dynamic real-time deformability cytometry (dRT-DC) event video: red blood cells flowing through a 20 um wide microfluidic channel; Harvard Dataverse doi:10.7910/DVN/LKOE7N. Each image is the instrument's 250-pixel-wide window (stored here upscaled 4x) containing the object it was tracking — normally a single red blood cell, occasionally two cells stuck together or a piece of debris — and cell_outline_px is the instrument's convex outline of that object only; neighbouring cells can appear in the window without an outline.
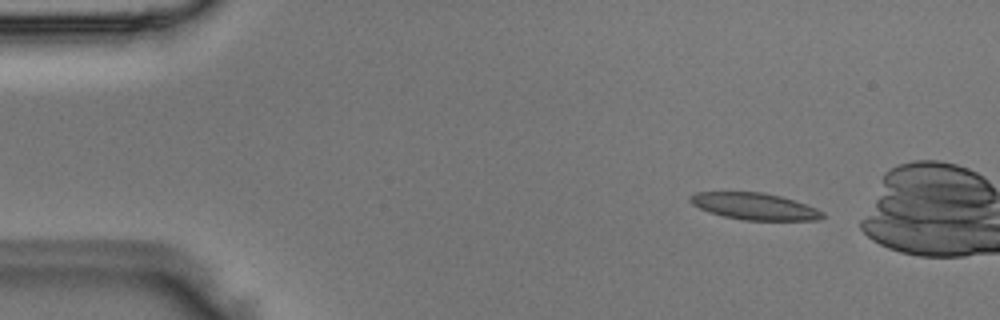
{"species": "Egyptian fruit bat (a non-hibernating species)", "species_latin": "Rousettus aegyptiacus", "temperature_condition": "room temperature", "stored_images_in_passage": 4, "camera_frame_rate_fps": 3000, "um_per_image_px": 0.085, "animal": {"sex": "male"}, "frame": {"image": 1, "passage_image": 1, "time_ms": 0.0, "image_size_px": [1000, 320], "cell_outline_px": [[824, 216], [820, 220], [744, 220], [724, 216], [708, 212], [692, 204], [688, 200], [688, 196], [696, 192], [764, 192], [780, 196], [816, 208], [824, 212]], "centroid_in_image_um": [64.11, 17.54], "position_along_channel_um": 20.9, "area_um2": 20.58}}